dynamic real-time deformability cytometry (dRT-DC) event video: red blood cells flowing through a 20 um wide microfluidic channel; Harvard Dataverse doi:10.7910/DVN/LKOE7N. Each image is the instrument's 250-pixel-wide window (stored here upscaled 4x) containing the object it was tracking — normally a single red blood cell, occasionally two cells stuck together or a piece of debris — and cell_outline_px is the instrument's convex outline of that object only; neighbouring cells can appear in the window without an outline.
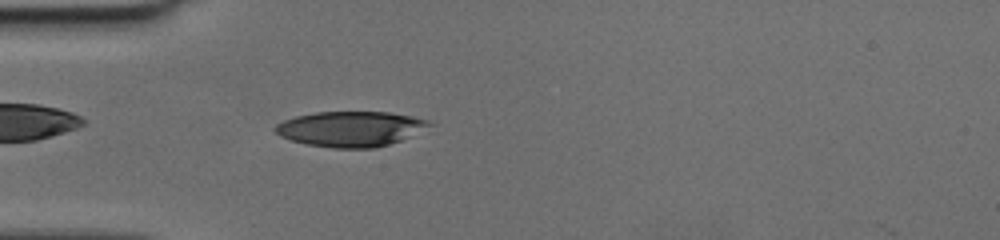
{"species": "human", "species_latin": "Homo sapiens", "temperature_condition": "cold", "stored_images_in_passage": 38, "camera_frame_rate_fps": 3000, "um_per_image_px": 0.085, "donor": {"sex": "female"}, "frame": {"image": 1, "passage_image": 4, "time_ms": 1.0, "image_size_px": [1000, 240], "cell_outline_px": [[436, 124], [400, 140], [376, 148], [332, 148], [308, 144], [292, 140], [280, 136], [272, 128], [276, 124], [284, 120], [296, 116], [316, 112], [388, 112], [412, 116], [428, 120]], "centroid_in_image_um": [29.8, 10.95], "position_along_channel_um": 55.2, "area_um2": 31.56}}
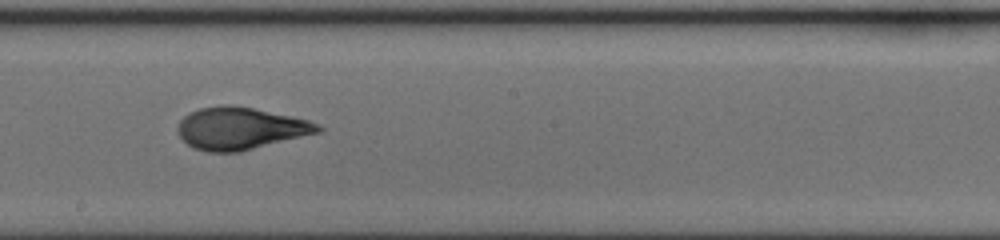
{"frame": {"image": 2, "passage_image": 17, "time_ms": 5.333, "image_size_px": [1000, 240], "cell_outline_px": [[324, 128], [320, 132], [240, 152], [208, 152], [192, 148], [180, 136], [176, 128], [180, 120], [188, 112], [200, 108], [224, 104], [228, 104], [252, 108], [292, 116], [308, 120], [320, 124]], "centroid_in_image_um": [20.42, 10.91], "position_along_channel_um": 227.8, "area_um2": 34.62}}
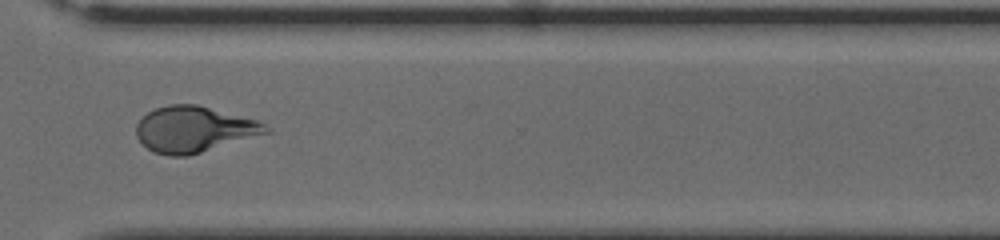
{"frame": {"image": 3, "passage_image": 26, "time_ms": 8.333, "image_size_px": [1000, 240], "cell_outline_px": [[272, 132], [188, 156], [168, 156], [156, 152], [148, 148], [136, 136], [136, 124], [148, 112], [156, 108], [168, 104], [196, 104], [256, 120], [272, 128]], "centroid_in_image_um": [16.51, 10.99], "position_along_channel_um": 354.1, "area_um2": 34.56}}